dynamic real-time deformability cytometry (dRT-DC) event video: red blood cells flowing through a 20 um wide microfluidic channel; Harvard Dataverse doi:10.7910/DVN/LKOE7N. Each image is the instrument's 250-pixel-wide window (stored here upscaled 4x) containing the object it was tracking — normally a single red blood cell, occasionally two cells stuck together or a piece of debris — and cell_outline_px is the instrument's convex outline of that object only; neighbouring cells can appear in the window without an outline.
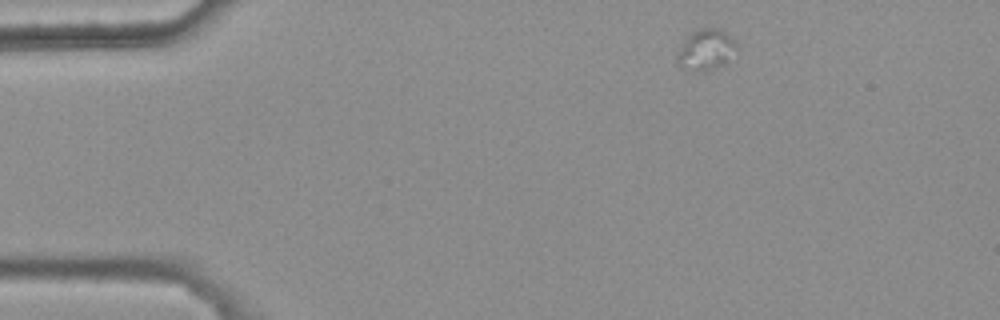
{"species": "common noctule bat (a hibernating species)", "species_latin": "Nyctalus noctula", "temperature_condition": "warm", "stored_images_in_passage": 3, "camera_frame_rate_fps": 3000, "um_per_image_px": 0.085, "animal": {"sex": "female", "body_mass_g": 25.1}, "frame": {"image": 1, "passage_image": 1, "time_ms": 0.0, "image_size_px": [1000, 320], "cell_outline_px": [[740, 48], [724, 64], [708, 72], [696, 72], [684, 68], [676, 64], [676, 52], [684, 40], [692, 32], [700, 28], [720, 28], [728, 32]], "centroid_in_image_um": [60.02, 4.24], "position_along_channel_um": 25.0, "area_um2": 14.74}}